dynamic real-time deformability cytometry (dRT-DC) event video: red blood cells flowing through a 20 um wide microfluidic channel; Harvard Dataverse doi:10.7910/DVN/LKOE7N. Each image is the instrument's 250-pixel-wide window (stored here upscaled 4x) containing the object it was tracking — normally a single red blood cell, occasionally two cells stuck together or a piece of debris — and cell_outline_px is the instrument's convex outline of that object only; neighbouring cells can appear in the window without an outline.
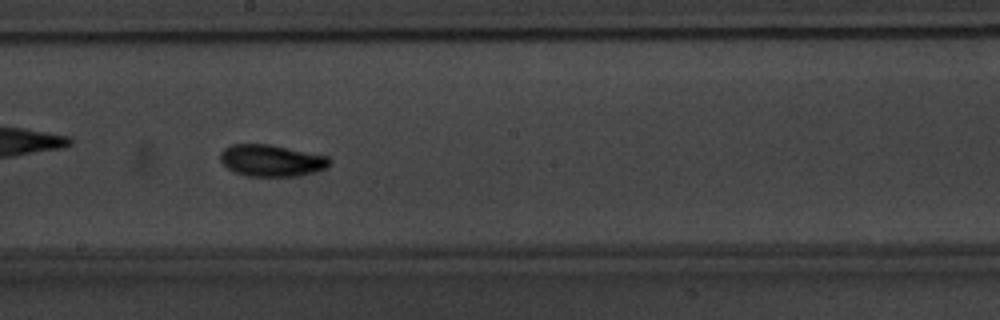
{"species": "common noctule bat (a hibernating species)", "species_latin": "Nyctalus noctula", "temperature_condition": "warm", "stored_images_in_passage": 54, "camera_frame_rate_fps": 3000, "um_per_image_px": 0.085, "animal": {"sex": "male", "body_mass_g": 20.1, "forearm_length_mm": 53.5}, "frame": {"image": 1, "passage_image": 31, "time_ms": 10.0, "image_size_px": [1000, 320], "cell_outline_px": [[332, 160], [328, 168], [316, 172], [296, 176], [244, 176], [228, 168], [220, 160], [220, 152], [224, 148], [232, 144], [268, 144], [328, 156]], "centroid_in_image_um": [23.1, 13.65], "position_along_channel_um": 225.1, "area_um2": 20.29}}
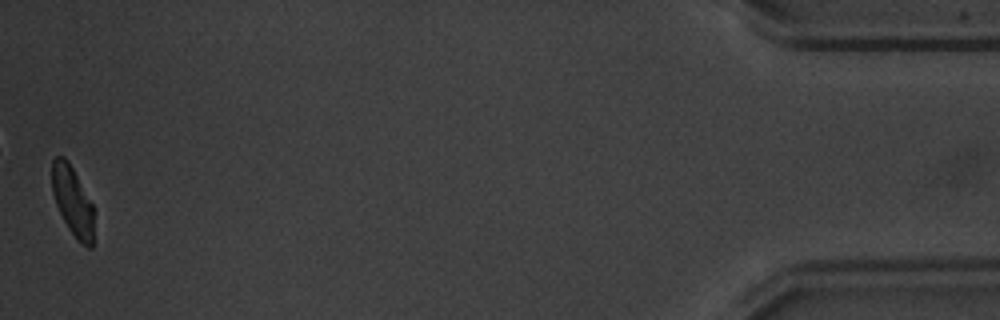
{"frame": {"image": 2, "passage_image": 54, "time_ms": 17.667, "image_size_px": [1000, 320], "cell_outline_px": [[92, 248], [88, 248], [68, 228], [56, 204], [52, 192], [52, 160], [56, 156], [64, 156], [68, 160], [92, 204]], "centroid_in_image_um": [6.13, 17.02], "position_along_channel_um": 429.1, "area_um2": 16.3}, "authors_computed_cell_mechanics": {"area_um2": 18.6694, "velocity_mm_per_s": 3.7509, "shape_relaxation_time_tau1_ms": 2.1818, "shape_relaxation_time_tau2_ms": 3.3924, "deformation_change_tau1": 0.1349, "deformation_change_tau2": 0.0752}}